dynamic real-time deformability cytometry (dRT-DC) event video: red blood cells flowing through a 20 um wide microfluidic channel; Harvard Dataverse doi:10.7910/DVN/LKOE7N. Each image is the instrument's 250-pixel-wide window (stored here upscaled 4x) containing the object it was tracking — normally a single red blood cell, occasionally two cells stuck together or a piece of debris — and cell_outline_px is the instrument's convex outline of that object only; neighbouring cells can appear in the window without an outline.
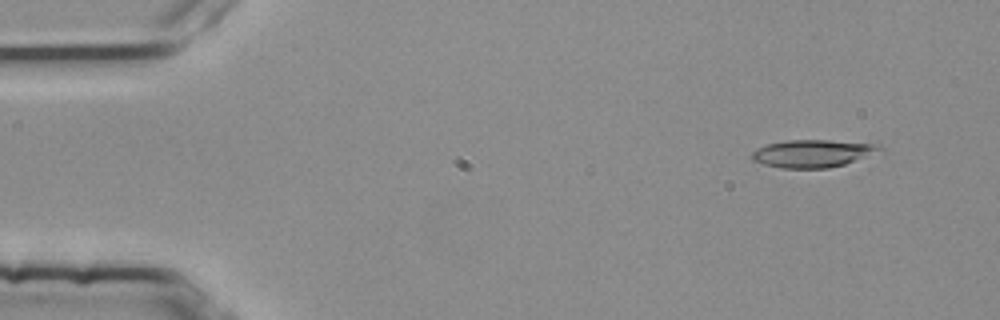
{"species": "common noctule bat (a hibernating species)", "species_latin": "Nyctalus noctula", "temperature_condition": "room temperature", "stored_images_in_passage": 3, "camera_frame_rate_fps": 3000, "um_per_image_px": 0.085, "animal": {"sex": "female", "body_mass_g": 25.1}, "frame": {"image": 1, "passage_image": 1, "time_ms": 0.0, "image_size_px": [1000, 320], "cell_outline_px": [[884, 152], [844, 164], [828, 168], [780, 168], [764, 164], [752, 160], [752, 152], [768, 144], [788, 140], [828, 140], [880, 144]], "centroid_in_image_um": [69.17, 13.04], "position_along_channel_um": 15.8, "area_um2": 20.63}}